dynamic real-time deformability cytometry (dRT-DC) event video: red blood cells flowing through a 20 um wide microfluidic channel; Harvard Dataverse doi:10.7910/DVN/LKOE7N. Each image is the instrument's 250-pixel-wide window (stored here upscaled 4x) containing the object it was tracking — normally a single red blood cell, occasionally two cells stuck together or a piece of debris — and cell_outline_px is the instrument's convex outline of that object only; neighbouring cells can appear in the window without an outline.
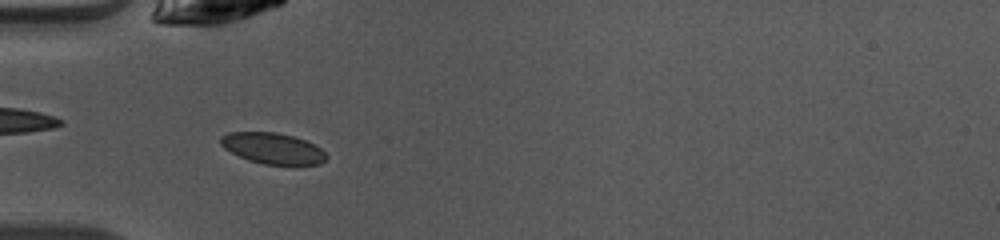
{"species": "common noctule bat (a hibernating species)", "species_latin": "Nyctalus noctula", "temperature_condition": "warm", "stored_images_in_passage": 5, "camera_frame_rate_fps": 3000, "um_per_image_px": 0.085, "animal": {"sex": "female", "body_mass_g": 10.0, "forearm_length_mm": 53.1}, "frame": {"image": 1, "passage_image": 2, "time_ms": 0.333, "image_size_px": [1000, 240], "cell_outline_px": [[328, 156], [320, 164], [264, 164], [248, 160], [224, 148], [220, 144], [220, 136], [228, 132], [276, 132], [292, 136], [316, 144]], "centroid_in_image_um": [23.17, 12.6], "position_along_channel_um": 61.8, "area_um2": 18.96}}